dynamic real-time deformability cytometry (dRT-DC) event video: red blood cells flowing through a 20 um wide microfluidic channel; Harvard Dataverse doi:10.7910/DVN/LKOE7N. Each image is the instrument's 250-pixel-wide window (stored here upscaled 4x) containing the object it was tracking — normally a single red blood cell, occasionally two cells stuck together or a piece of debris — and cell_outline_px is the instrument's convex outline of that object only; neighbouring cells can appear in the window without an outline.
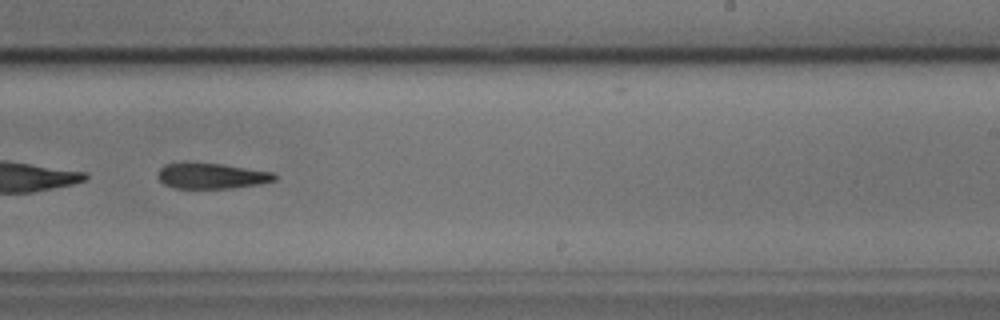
{"species": "common noctule bat (a hibernating species)", "species_latin": "Nyctalus noctula", "temperature_condition": "cold", "stored_images_in_passage": 51, "segment_of_instrument_passage": [2, 2], "camera_frame_rate_fps": 3000, "um_per_image_px": 0.085, "animal": {"sex": "male", "body_mass_g": 17.9, "forearm_length_mm": 54.2}, "frame": {"image": 1, "passage_image": 32, "time_ms": 10.333, "image_size_px": [1000, 320], "cell_outline_px": [[276, 180], [260, 184], [232, 188], [176, 188], [164, 184], [156, 176], [156, 172], [164, 164], [220, 164], [272, 172], [276, 176]], "centroid_in_image_um": [17.97, 14.97], "position_along_channel_um": 271.0, "area_um2": 17.05}}